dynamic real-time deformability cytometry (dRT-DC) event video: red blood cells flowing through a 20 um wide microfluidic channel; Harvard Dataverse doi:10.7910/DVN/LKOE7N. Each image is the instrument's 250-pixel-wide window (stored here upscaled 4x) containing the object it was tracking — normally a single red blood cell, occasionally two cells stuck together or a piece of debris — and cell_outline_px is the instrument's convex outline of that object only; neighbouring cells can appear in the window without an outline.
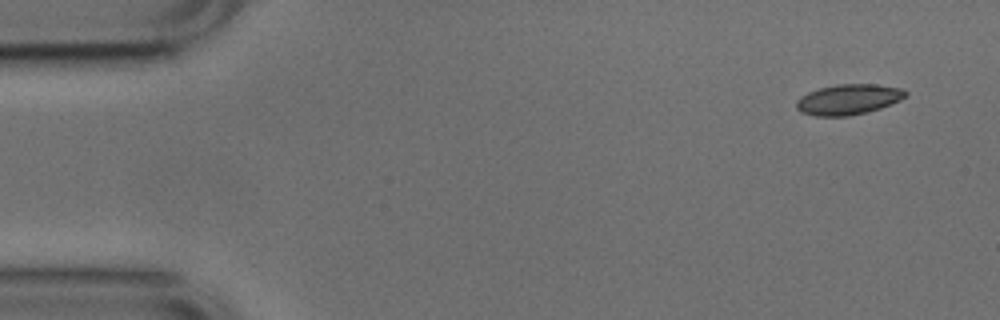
{"species": "common noctule bat (a hibernating species)", "species_latin": "Nyctalus noctula", "temperature_condition": "cold", "stored_images_in_passage": 12, "camera_frame_rate_fps": 3000, "um_per_image_px": 0.085, "animal": {"sex": "male", "body_mass_g": 17.9, "forearm_length_mm": 54.2}, "frame": {"image": 1, "passage_image": 1, "time_ms": 0.0, "image_size_px": [1000, 320], "cell_outline_px": [[908, 92], [900, 100], [880, 108], [848, 116], [816, 116], [800, 112], [796, 108], [796, 100], [800, 96], [808, 92], [820, 88], [836, 84], [876, 84], [900, 88]], "centroid_in_image_um": [72.07, 8.45], "position_along_channel_um": 12.9, "area_um2": 19.25}}
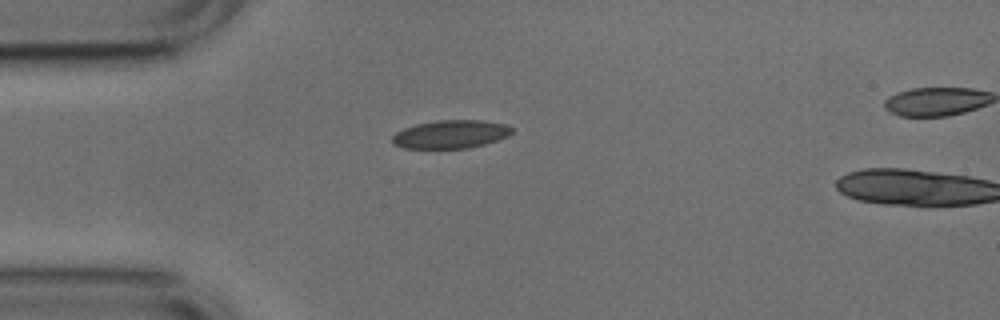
{"frame": {"image": 2, "passage_image": 11, "time_ms": 3.333, "image_size_px": [1000, 320], "cell_outline_px": [[512, 132], [508, 136], [484, 144], [468, 148], [404, 148], [392, 144], [392, 136], [396, 132], [404, 128], [416, 124], [436, 120], [480, 120], [504, 124], [512, 128]], "centroid_in_image_um": [38.27, 11.41], "position_along_channel_um": 46.7, "area_um2": 19.59}}